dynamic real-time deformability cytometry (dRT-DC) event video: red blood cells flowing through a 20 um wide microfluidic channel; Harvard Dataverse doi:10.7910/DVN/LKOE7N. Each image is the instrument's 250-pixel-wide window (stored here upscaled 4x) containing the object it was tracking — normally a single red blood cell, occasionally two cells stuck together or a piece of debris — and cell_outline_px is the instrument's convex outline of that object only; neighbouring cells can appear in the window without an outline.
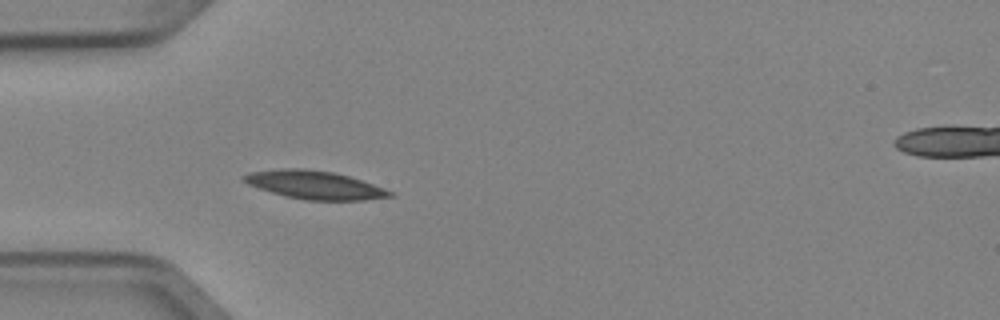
{"species": "Egyptian fruit bat (a non-hibernating species)", "species_latin": "Rousettus aegyptiacus", "temperature_condition": "cold", "stored_images_in_passage": 5, "camera_frame_rate_fps": 3000, "um_per_image_px": 0.085, "animal": {"sex": "female"}, "frame": {"image": 1, "passage_image": 5, "time_ms": 1.333, "image_size_px": [1000, 320], "cell_outline_px": [[396, 196], [364, 200], [304, 200], [284, 196], [248, 184], [240, 180], [240, 176], [252, 172], [280, 168], [300, 168], [332, 172], [348, 176], [396, 192]], "centroid_in_image_um": [26.75, 15.72], "position_along_channel_um": 58.3, "area_um2": 24.04}}